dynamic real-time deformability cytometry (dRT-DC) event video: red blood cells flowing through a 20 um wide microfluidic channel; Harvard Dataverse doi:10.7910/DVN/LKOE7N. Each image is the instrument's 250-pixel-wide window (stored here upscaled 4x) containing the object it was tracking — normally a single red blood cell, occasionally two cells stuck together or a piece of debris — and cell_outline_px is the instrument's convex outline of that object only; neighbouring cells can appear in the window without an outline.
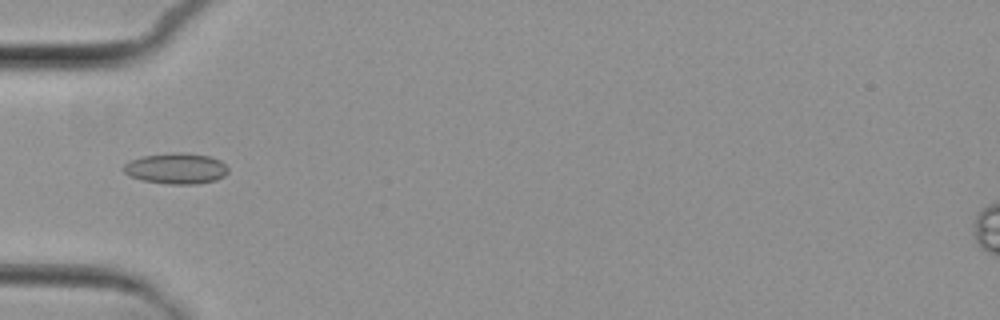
{"species": "common noctule bat (a hibernating species)", "species_latin": "Nyctalus noctula", "temperature_condition": "cold", "stored_images_in_passage": 7, "camera_frame_rate_fps": 3000, "um_per_image_px": 0.085, "animal": {"sex": "female", "body_mass_g": 29.2, "forearm_length_mm": 56.3}, "frame": {"image": 1, "passage_image": 4, "time_ms": 4.667, "image_size_px": [1000, 320], "cell_outline_px": [[228, 172], [224, 176], [216, 180], [196, 184], [168, 184], [144, 180], [132, 176], [124, 172], [124, 164], [132, 160], [144, 156], [172, 152], [184, 152], [208, 156], [220, 160], [228, 168]], "centroid_in_image_um": [15.01, 14.31], "position_along_channel_um": 70.0, "area_um2": 18.61}}
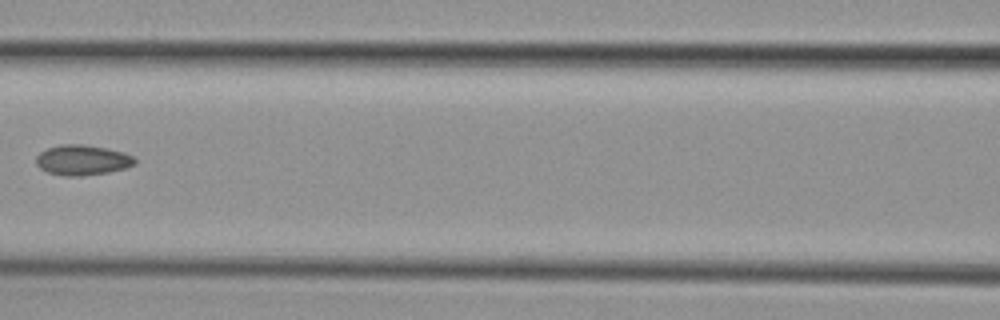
{"frame": {"image": 2, "passage_image": 6, "time_ms": 7.0, "image_size_px": [1000, 320], "cell_outline_px": [[136, 164], [124, 168], [108, 172], [80, 176], [64, 176], [48, 172], [40, 168], [36, 164], [36, 156], [40, 152], [48, 148], [60, 144], [84, 144], [108, 148], [124, 152], [132, 156], [136, 160]], "centroid_in_image_um": [7.0, 13.59], "position_along_channel_um": 159.6, "area_um2": 17.46}}
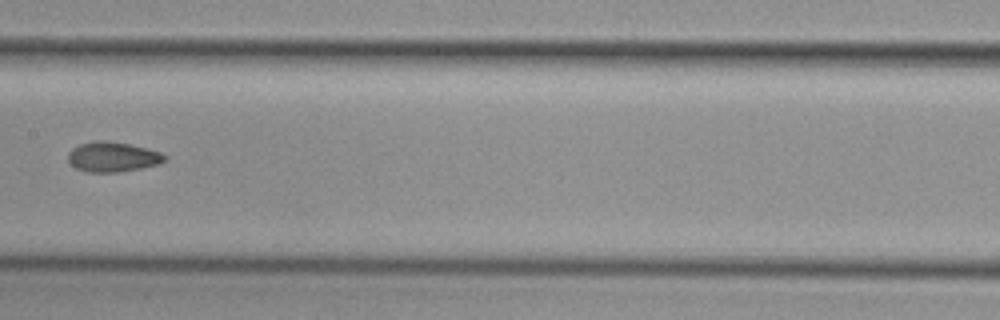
{"frame": {"image": 3, "passage_image": 7, "time_ms": 8.0, "image_size_px": [1000, 320], "cell_outline_px": [[168, 156], [164, 160], [156, 164], [140, 168], [116, 172], [88, 172], [76, 168], [68, 160], [68, 152], [72, 148], [80, 144], [96, 140], [108, 140], [148, 148], [160, 152]], "centroid_in_image_um": [9.55, 13.32], "position_along_channel_um": 197.8, "area_um2": 16.76}}